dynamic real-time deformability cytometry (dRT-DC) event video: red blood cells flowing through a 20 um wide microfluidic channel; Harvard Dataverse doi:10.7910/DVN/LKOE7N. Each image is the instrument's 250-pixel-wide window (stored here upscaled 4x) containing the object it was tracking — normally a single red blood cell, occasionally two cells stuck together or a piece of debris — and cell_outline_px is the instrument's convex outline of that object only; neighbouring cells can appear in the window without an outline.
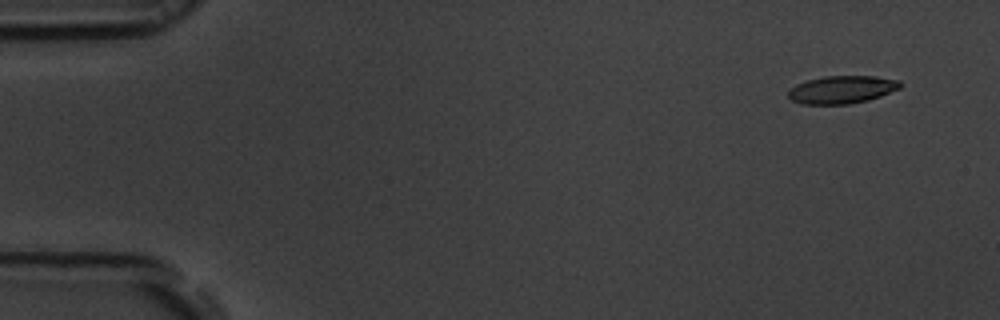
{"species": "common noctule bat (a hibernating species)", "species_latin": "Nyctalus noctula", "temperature_condition": "room temperature", "stored_images_in_passage": 52, "camera_frame_rate_fps": 3000, "um_per_image_px": 0.085, "animal": {"sex": "male", "body_mass_g": 19.5, "forearm_length_mm": 54.6}, "frame": {"image": 1, "passage_image": 1, "time_ms": 0.0, "image_size_px": [1000, 320], "cell_outline_px": [[904, 84], [900, 88], [880, 96], [868, 100], [848, 104], [804, 104], [792, 100], [788, 96], [788, 88], [796, 84], [808, 80], [824, 76], [876, 76], [900, 80]], "centroid_in_image_um": [71.57, 7.61], "position_along_channel_um": 13.4, "area_um2": 18.21}}
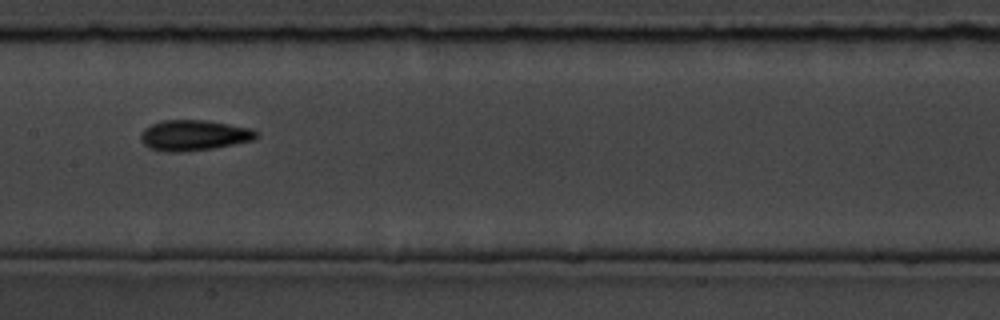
{"frame": {"image": 2, "passage_image": 25, "time_ms": 8.0, "image_size_px": [1000, 320], "cell_outline_px": [[260, 136], [256, 140], [212, 148], [180, 152], [164, 152], [148, 148], [140, 140], [140, 132], [144, 128], [152, 124], [164, 120], [208, 120], [252, 128], [260, 132]], "centroid_in_image_um": [16.51, 11.5], "position_along_channel_um": 190.9, "area_um2": 20.98}}
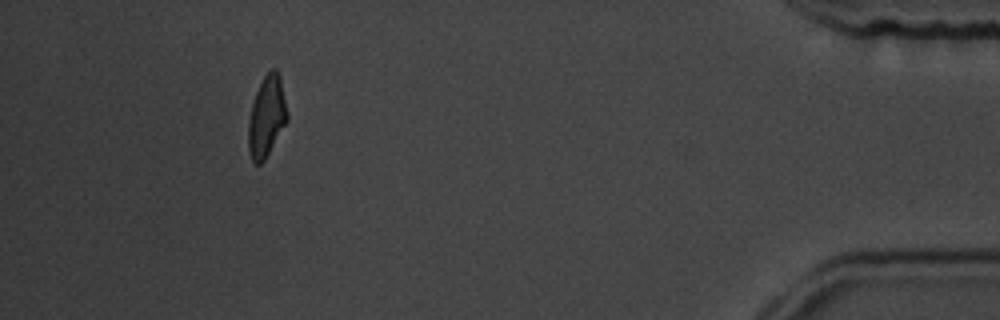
{"frame": {"image": 3, "passage_image": 48, "time_ms": 15.667, "image_size_px": [1000, 320], "cell_outline_px": [[288, 120], [264, 160], [260, 164], [256, 164], [252, 160], [248, 148], [248, 120], [252, 104], [256, 92], [264, 76], [272, 68], [276, 68], [280, 76], [288, 116]], "centroid_in_image_um": [22.66, 9.9], "position_along_channel_um": 412.5, "area_um2": 18.15}, "authors_computed_cell_mechanics": {"area_um2": 18.8139, "velocity_mm_per_s": 3.698, "shape_relaxation_time_tau1_ms": 5.4525, "shape_relaxation_time_tau2_ms": 2.1757, "deformation_change_tau1": 0.1748, "deformation_change_tau2": 0.1015}}